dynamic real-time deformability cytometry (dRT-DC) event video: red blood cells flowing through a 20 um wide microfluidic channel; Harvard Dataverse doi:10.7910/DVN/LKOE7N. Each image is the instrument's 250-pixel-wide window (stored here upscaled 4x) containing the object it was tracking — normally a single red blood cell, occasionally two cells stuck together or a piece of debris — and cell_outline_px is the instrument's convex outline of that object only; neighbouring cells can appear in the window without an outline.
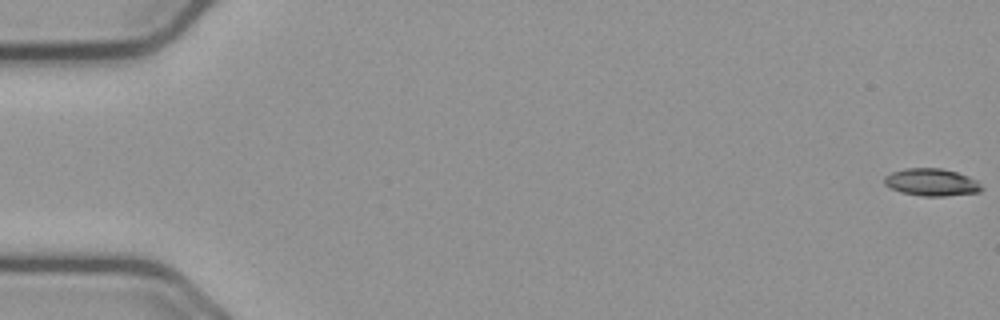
{"species": "common noctule bat (a hibernating species)", "species_latin": "Nyctalus noctula", "temperature_condition": "cold", "stored_images_in_passage": 56, "camera_frame_rate_fps": 3000, "um_per_image_px": 0.085, "animal": {"sex": "male", "body_mass_g": 23.1, "forearm_length_mm": 52.7}, "frame": {"image": 1, "passage_image": 1, "time_ms": 0.0, "image_size_px": [1000, 320], "cell_outline_px": [[984, 188], [980, 192], [944, 196], [920, 196], [900, 192], [884, 184], [884, 176], [892, 172], [904, 168], [940, 168], [956, 172], [968, 176], [976, 180]], "centroid_in_image_um": [79.18, 15.49], "position_along_channel_um": 5.8, "area_um2": 15.55}}
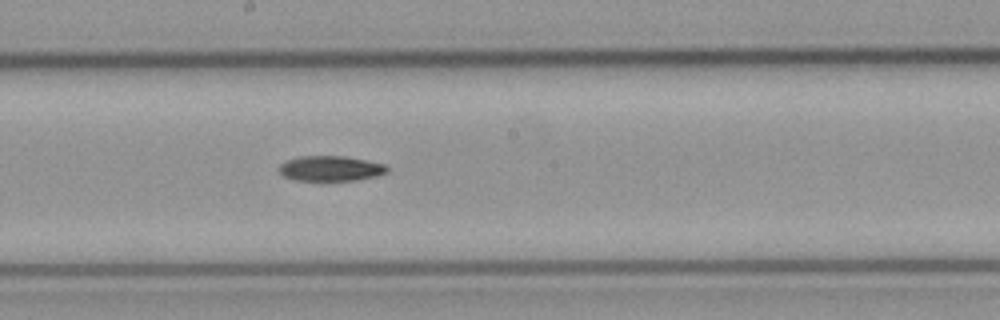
{"frame": {"image": 2, "passage_image": 31, "time_ms": 10.0, "image_size_px": [1000, 320], "cell_outline_px": [[388, 172], [376, 176], [356, 180], [292, 180], [284, 176], [276, 168], [284, 160], [300, 156], [344, 156], [384, 164], [388, 168]], "centroid_in_image_um": [28.04, 14.31], "position_along_channel_um": 220.2, "area_um2": 15.9}}
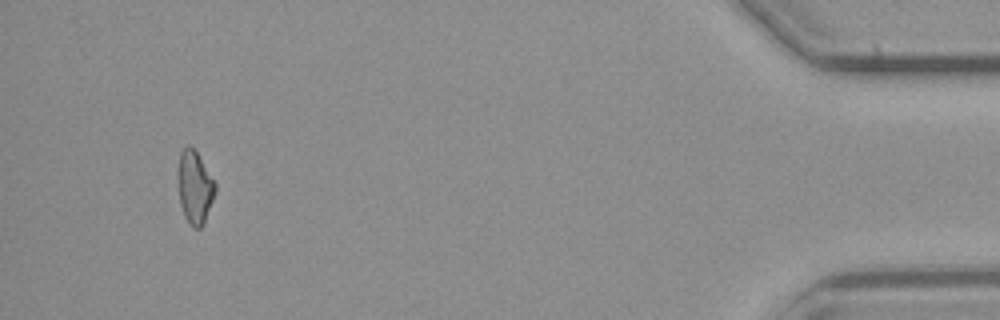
{"frame": {"image": 3, "passage_image": 53, "time_ms": 17.333, "image_size_px": [1000, 320], "cell_outline_px": [[216, 192], [204, 224], [200, 228], [192, 228], [188, 224], [184, 216], [180, 204], [180, 152], [188, 144], [196, 152], [216, 184]], "centroid_in_image_um": [16.59, 16.0], "position_along_channel_um": 418.6, "area_um2": 15.32}, "authors_computed_cell_mechanics": {"area_um2": 16.1262, "velocity_mm_per_s": 3.7563, "shape_relaxation_time_tau1_ms": 3.9946, "shape_relaxation_time_tau2_ms": null, "deformation_change_tau1": 0.1168, "deformation_change_tau2": null}}